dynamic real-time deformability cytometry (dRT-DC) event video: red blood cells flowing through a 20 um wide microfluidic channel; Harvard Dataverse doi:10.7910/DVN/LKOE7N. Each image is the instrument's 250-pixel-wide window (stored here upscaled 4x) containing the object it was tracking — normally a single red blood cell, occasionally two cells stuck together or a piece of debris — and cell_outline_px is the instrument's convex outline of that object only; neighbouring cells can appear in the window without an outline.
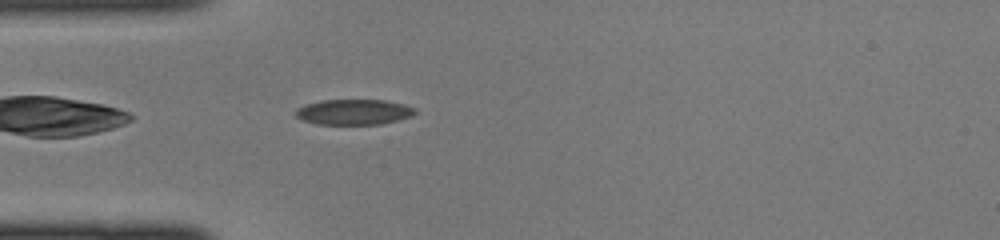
{"species": "common noctule bat (a hibernating species)", "species_latin": "Nyctalus noctula", "temperature_condition": "cold", "stored_images_in_passage": 33, "camera_frame_rate_fps": 3000, "um_per_image_px": 0.085, "animal": {"sex": "female", "body_mass_g": 22.0, "forearm_length_mm": 56.7}, "frame": {"image": 1, "passage_image": 1, "time_ms": 0.0, "image_size_px": [1000, 240], "cell_outline_px": [[416, 112], [412, 116], [380, 124], [316, 124], [304, 120], [296, 116], [296, 108], [304, 104], [324, 100], [384, 100], [404, 104], [416, 108]], "centroid_in_image_um": [30.07, 9.51], "position_along_channel_um": 54.9, "area_um2": 17.63}}
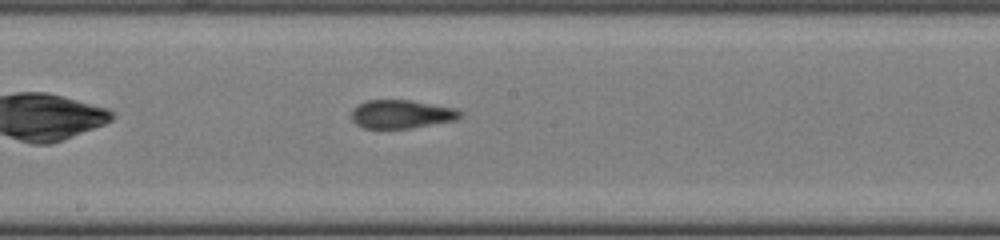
{"frame": {"image": 2, "passage_image": 12, "time_ms": 3.667, "image_size_px": [1000, 240], "cell_outline_px": [[464, 116], [456, 120], [408, 128], [364, 128], [356, 124], [352, 120], [352, 108], [356, 104], [368, 100], [412, 100], [456, 108], [464, 112]], "centroid_in_image_um": [34.15, 9.69], "position_along_channel_um": 214.1, "area_um2": 18.21}}
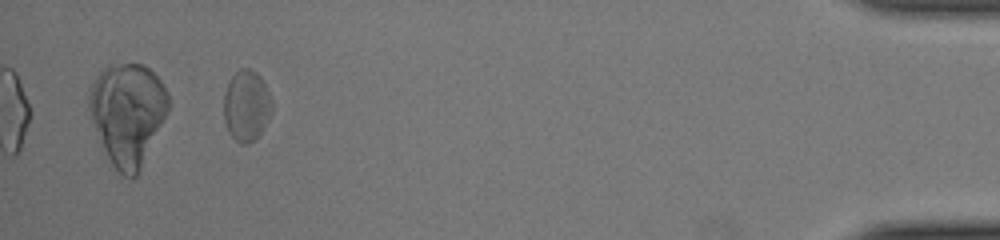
{"frame": {"image": 3, "passage_image": 30, "time_ms": 9.667, "image_size_px": [1000, 240], "cell_outline_px": [[272, 112], [260, 132], [248, 144], [240, 144], [228, 132], [224, 120], [224, 96], [228, 84], [232, 76], [240, 68], [252, 68], [260, 76], [272, 100]], "centroid_in_image_um": [20.94, 8.97], "position_along_channel_um": 414.3, "area_um2": 19.71}}